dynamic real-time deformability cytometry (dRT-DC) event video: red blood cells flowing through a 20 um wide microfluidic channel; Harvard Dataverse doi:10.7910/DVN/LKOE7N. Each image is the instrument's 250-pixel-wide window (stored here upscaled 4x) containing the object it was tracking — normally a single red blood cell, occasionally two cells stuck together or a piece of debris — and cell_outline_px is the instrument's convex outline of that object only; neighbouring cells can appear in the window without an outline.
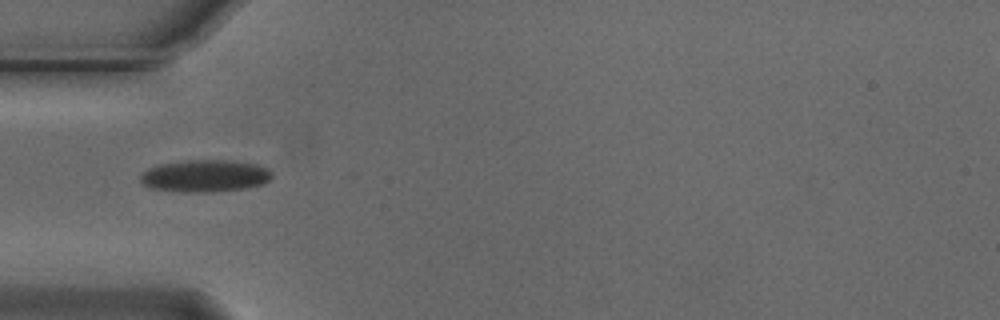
{"species": "Egyptian fruit bat (a non-hibernating species)", "species_latin": "Rousettus aegyptiacus", "temperature_condition": "cold", "stored_images_in_passage": 6, "camera_frame_rate_fps": 3000, "um_per_image_px": 0.085, "animal": {"sex": "male"}, "frame": {"image": 1, "passage_image": 1, "time_ms": 0.0, "image_size_px": [1000, 320], "cell_outline_px": [[272, 176], [264, 184], [248, 188], [212, 192], [180, 192], [152, 188], [144, 184], [140, 180], [140, 176], [148, 168], [160, 164], [188, 160], [228, 160], [256, 164], [268, 168], [272, 172]], "centroid_in_image_um": [17.45, 14.95], "position_along_channel_um": 67.5, "area_um2": 24.74}}
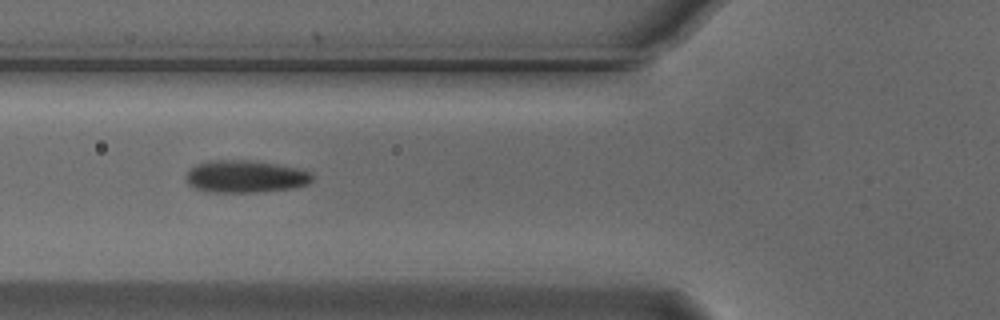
{"frame": {"image": 2, "passage_image": 4, "time_ms": 1.0, "image_size_px": [1000, 320], "cell_outline_px": [[312, 180], [308, 184], [292, 188], [256, 192], [208, 192], [196, 188], [188, 184], [184, 176], [196, 164], [212, 160], [248, 160], [276, 164], [296, 168], [308, 172], [312, 176]], "centroid_in_image_um": [20.82, 15.01], "position_along_channel_um": 105.0, "area_um2": 23.58}}